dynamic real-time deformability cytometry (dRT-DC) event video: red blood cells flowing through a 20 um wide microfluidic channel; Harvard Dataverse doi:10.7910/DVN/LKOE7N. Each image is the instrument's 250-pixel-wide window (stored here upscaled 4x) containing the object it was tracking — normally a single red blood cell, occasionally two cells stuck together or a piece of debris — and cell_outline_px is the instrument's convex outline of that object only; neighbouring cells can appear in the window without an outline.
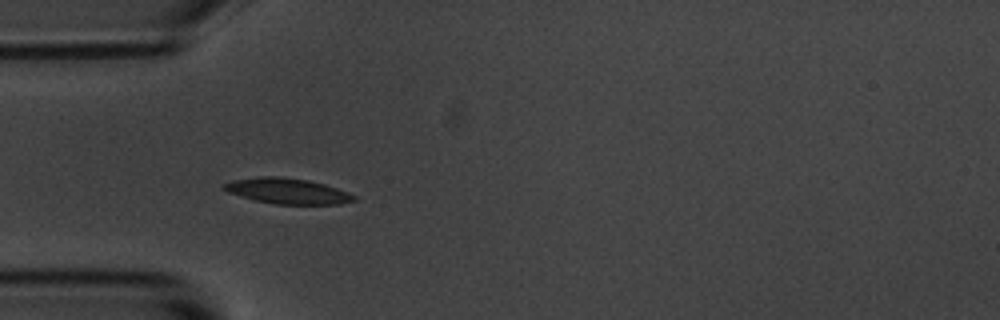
{"species": "common noctule bat (a hibernating species)", "species_latin": "Nyctalus noctula", "temperature_condition": "room temperature", "stored_images_in_passage": 15, "camera_frame_rate_fps": 3000, "um_per_image_px": 0.085, "animal": {"sex": "male", "body_mass_g": 20.1, "forearm_length_mm": 53.5}, "frame": {"image": 1, "passage_image": 5, "time_ms": 5.333, "image_size_px": [1000, 320], "cell_outline_px": [[356, 200], [340, 204], [276, 204], [256, 200], [240, 196], [228, 192], [220, 188], [220, 184], [236, 180], [260, 176], [280, 176], [308, 180], [324, 184], [348, 192], [356, 196]], "centroid_in_image_um": [24.41, 16.23], "position_along_channel_um": 60.6, "area_um2": 19.36}}
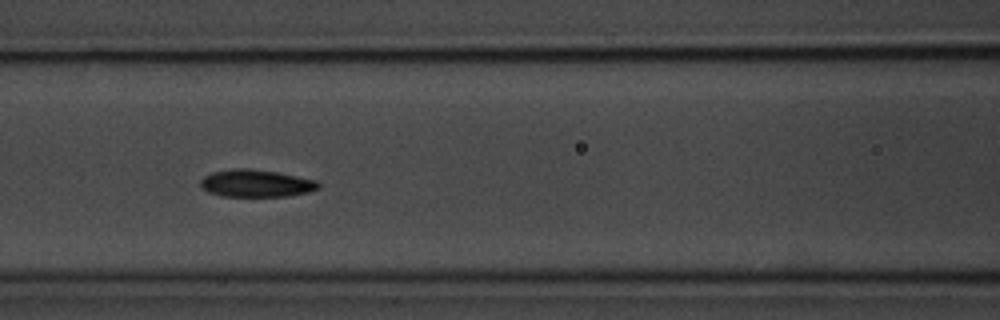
{"frame": {"image": 2, "passage_image": 7, "time_ms": 7.667, "image_size_px": [1000, 320], "cell_outline_px": [[320, 188], [308, 192], [288, 196], [220, 196], [208, 192], [200, 184], [200, 180], [204, 176], [212, 172], [232, 168], [248, 168], [276, 172], [316, 180], [320, 184]], "centroid_in_image_um": [21.76, 15.58], "position_along_channel_um": 144.8, "area_um2": 18.79}}
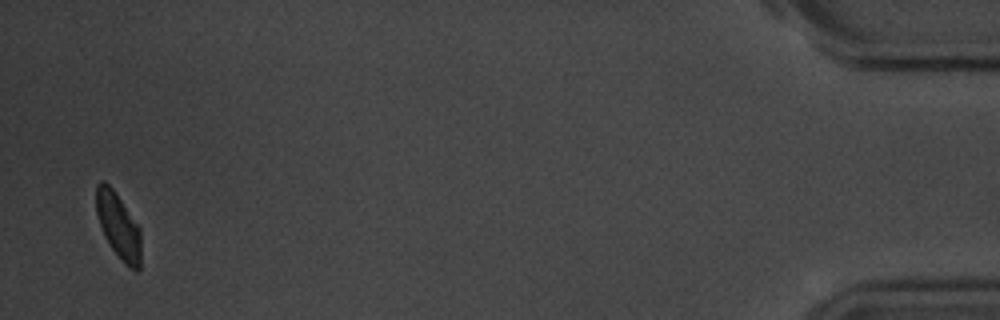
{"frame": {"image": 3, "passage_image": 15, "time_ms": 17.667, "image_size_px": [1000, 320], "cell_outline_px": [[140, 268], [136, 272], [128, 268], [124, 264], [108, 244], [104, 236], [96, 212], [96, 184], [100, 180], [104, 180], [112, 188], [140, 228]], "centroid_in_image_um": [10.05, 19.22], "position_along_channel_um": 425.1, "area_um2": 17.17}, "authors_computed_cell_mechanics": {"area_um2": 18.5538, "velocity_mm_per_s": 3.6827, "shape_relaxation_time_tau1_ms": 1.8874, "shape_relaxation_time_tau2_ms": 2.0859, "deformation_change_tau1": 0.0805, "deformation_change_tau2": 0.0658}}